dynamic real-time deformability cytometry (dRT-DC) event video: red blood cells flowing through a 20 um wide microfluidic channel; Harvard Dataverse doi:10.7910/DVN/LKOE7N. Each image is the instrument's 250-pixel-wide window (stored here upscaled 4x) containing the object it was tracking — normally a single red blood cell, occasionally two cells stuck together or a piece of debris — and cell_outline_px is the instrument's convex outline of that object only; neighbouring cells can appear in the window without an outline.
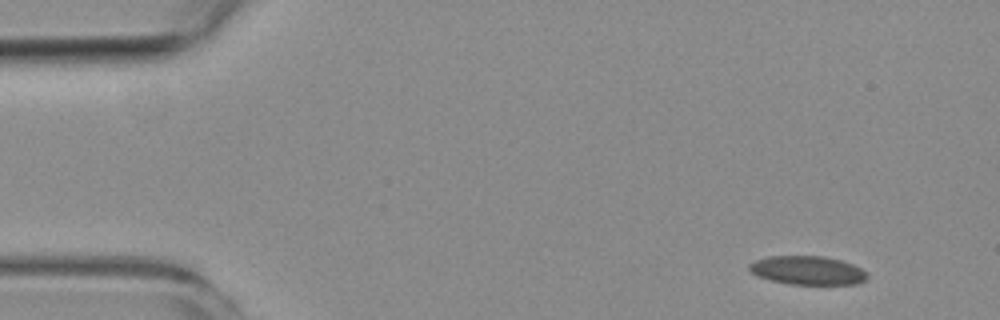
{"species": "common noctule bat (a hibernating species)", "species_latin": "Nyctalus noctula", "temperature_condition": "room temperature", "stored_images_in_passage": 11, "camera_frame_rate_fps": 3000, "um_per_image_px": 0.085, "animal": {"sex": "female", "body_mass_g": 19.3, "forearm_length_mm": 54.1}, "frame": {"image": 1, "passage_image": 1, "time_ms": 0.0, "image_size_px": [1000, 320], "cell_outline_px": [[868, 276], [864, 280], [856, 284], [788, 284], [756, 276], [748, 268], [748, 264], [756, 260], [768, 256], [824, 256], [840, 260], [852, 264], [868, 272]], "centroid_in_image_um": [68.63, 22.98], "position_along_channel_um": 16.4, "area_um2": 19.71}}
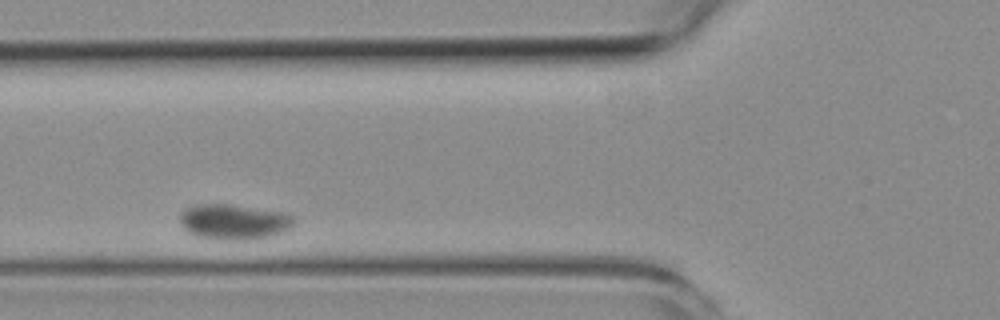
{"frame": {"image": 2, "passage_image": 7, "time_ms": 7.0, "image_size_px": [1000, 320], "cell_outline_px": [[292, 224], [288, 228], [272, 236], [244, 240], [232, 240], [196, 236], [188, 232], [180, 224], [180, 212], [184, 208], [196, 204], [228, 204], [284, 212], [292, 216]], "centroid_in_image_um": [19.81, 18.84], "position_along_channel_um": 106.0, "area_um2": 23.29}}
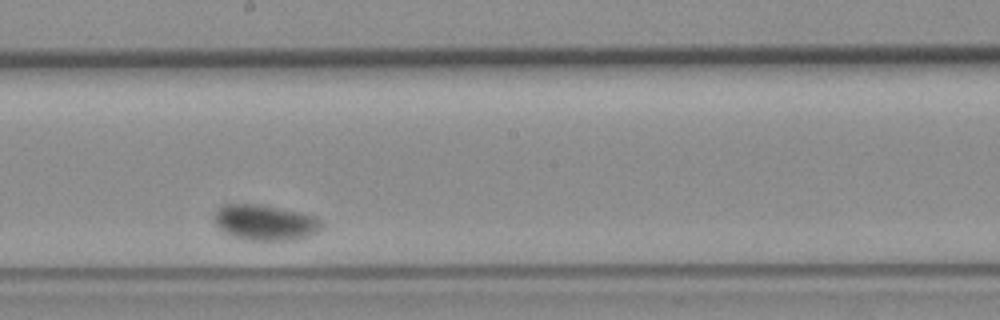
{"frame": {"image": 3, "passage_image": 10, "time_ms": 12.333, "image_size_px": [1000, 320], "cell_outline_px": [[324, 224], [316, 232], [308, 236], [296, 240], [244, 240], [220, 232], [216, 228], [212, 220], [212, 216], [216, 208], [224, 204], [260, 204], [300, 212], [316, 216]], "centroid_in_image_um": [22.45, 18.91], "position_along_channel_um": 225.8, "area_um2": 22.89}}